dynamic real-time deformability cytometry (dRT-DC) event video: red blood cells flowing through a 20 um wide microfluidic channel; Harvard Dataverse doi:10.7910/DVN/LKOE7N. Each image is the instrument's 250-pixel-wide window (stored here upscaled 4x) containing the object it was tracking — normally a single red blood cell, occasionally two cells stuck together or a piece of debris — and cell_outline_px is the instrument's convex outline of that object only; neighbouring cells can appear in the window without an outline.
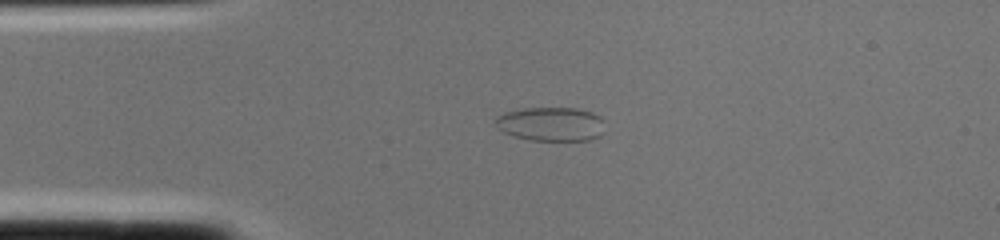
{"species": "common noctule bat (a hibernating species)", "species_latin": "Nyctalus noctula", "temperature_condition": "cold", "stored_images_in_passage": 1, "camera_frame_rate_fps": 3000, "um_per_image_px": 0.085, "animal": {"sex": "female", "body_mass_g": 22.0, "forearm_length_mm": 56.7}, "frame": {"image": 1, "passage_image": 1, "time_ms": 0.0, "image_size_px": [1000, 240], "cell_outline_px": [[604, 132], [600, 136], [588, 140], [532, 140], [516, 136], [504, 132], [496, 128], [492, 124], [492, 120], [496, 116], [504, 112], [524, 108], [576, 108], [592, 112], [600, 116], [604, 120]], "centroid_in_image_um": [46.81, 10.53], "position_along_channel_um": 38.2, "area_um2": 22.02}}